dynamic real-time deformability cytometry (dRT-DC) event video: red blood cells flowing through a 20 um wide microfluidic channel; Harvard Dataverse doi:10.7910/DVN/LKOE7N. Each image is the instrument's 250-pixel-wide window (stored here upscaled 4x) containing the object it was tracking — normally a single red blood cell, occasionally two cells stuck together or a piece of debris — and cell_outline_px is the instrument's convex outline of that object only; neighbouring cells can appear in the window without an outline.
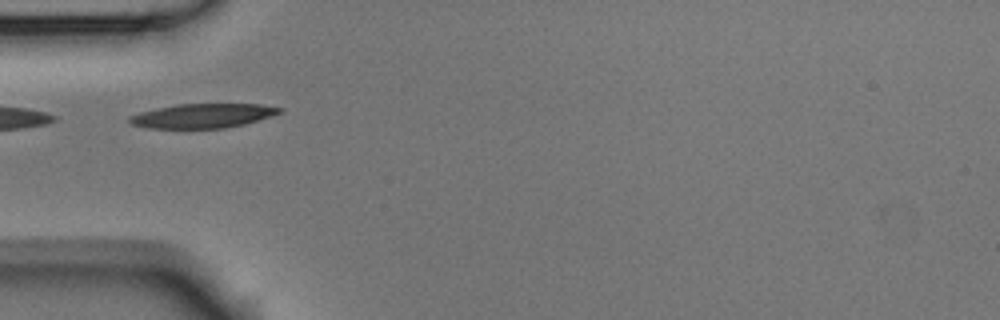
{"species": "Egyptian fruit bat (a non-hibernating species)", "species_latin": "Rousettus aegyptiacus", "temperature_condition": "room temperature", "stored_images_in_passage": 3, "camera_frame_rate_fps": 3000, "um_per_image_px": 0.085, "animal": {"sex": "male"}, "frame": {"image": 1, "passage_image": 1, "time_ms": 0.0, "image_size_px": [1000, 320], "cell_outline_px": [[284, 108], [280, 112], [244, 124], [224, 128], [144, 128], [132, 124], [128, 120], [128, 116], [140, 112], [176, 104], [260, 104]], "centroid_in_image_um": [17.17, 9.84], "position_along_channel_um": 67.8, "area_um2": 21.04}}
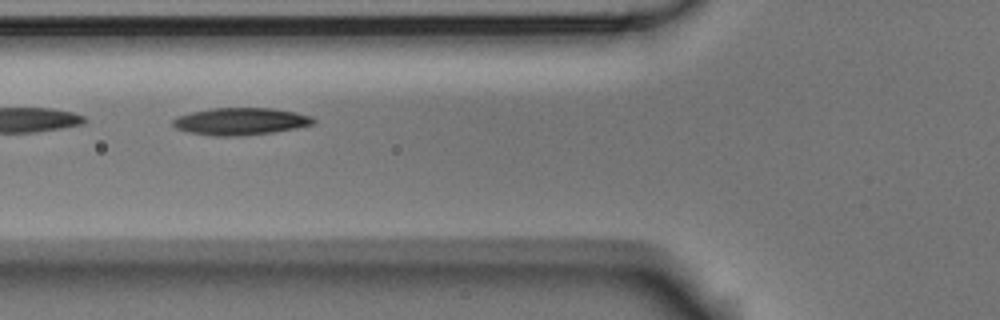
{"frame": {"image": 2, "passage_image": 2, "time_ms": 0.333, "image_size_px": [1000, 320], "cell_outline_px": [[316, 120], [312, 124], [296, 128], [272, 132], [236, 136], [212, 136], [188, 132], [176, 128], [172, 124], [172, 120], [176, 116], [192, 112], [212, 108], [272, 108], [296, 112], [312, 116]], "centroid_in_image_um": [20.43, 10.31], "position_along_channel_um": 105.4, "area_um2": 22.25}}
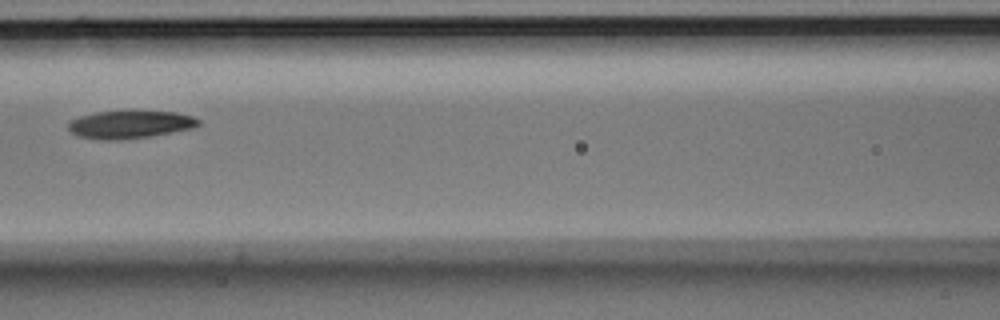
{"frame": {"image": 3, "passage_image": 3, "time_ms": 0.667, "image_size_px": [1000, 320], "cell_outline_px": [[200, 124], [192, 128], [148, 136], [120, 140], [104, 140], [80, 136], [72, 132], [68, 128], [68, 120], [80, 116], [96, 112], [132, 108], [176, 112], [192, 116], [200, 120]], "centroid_in_image_um": [11.04, 10.52], "position_along_channel_um": 155.6, "area_um2": 21.79}}